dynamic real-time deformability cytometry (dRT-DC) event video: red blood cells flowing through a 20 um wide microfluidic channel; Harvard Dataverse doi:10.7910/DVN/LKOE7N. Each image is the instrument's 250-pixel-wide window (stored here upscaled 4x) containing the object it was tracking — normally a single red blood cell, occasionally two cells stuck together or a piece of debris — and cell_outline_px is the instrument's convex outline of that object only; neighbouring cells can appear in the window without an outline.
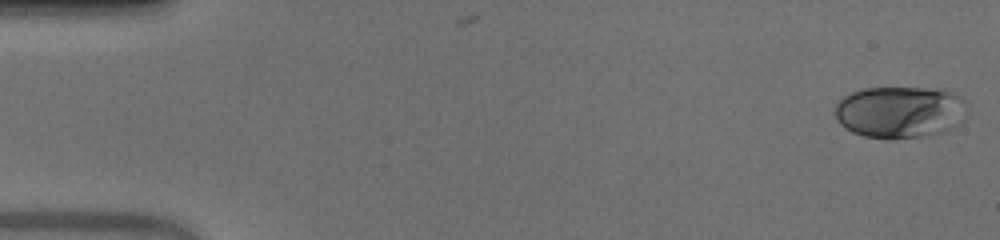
{"species": "human", "species_latin": "Homo sapiens", "temperature_condition": "warm", "stored_images_in_passage": 51, "camera_frame_rate_fps": 3000, "um_per_image_px": 0.085, "donor": {"sex": "male"}, "frame": {"image": 1, "passage_image": 1, "time_ms": 0.0, "image_size_px": [1000, 240], "cell_outline_px": [[968, 108], [964, 120], [960, 124], [952, 128], [920, 136], [892, 140], [888, 140], [864, 136], [852, 132], [844, 128], [836, 120], [836, 104], [844, 96], [852, 92], [864, 88], [924, 88], [948, 92], [960, 96], [964, 100]], "centroid_in_image_um": [76.48, 9.54], "position_along_channel_um": 8.5, "area_um2": 40.06}}
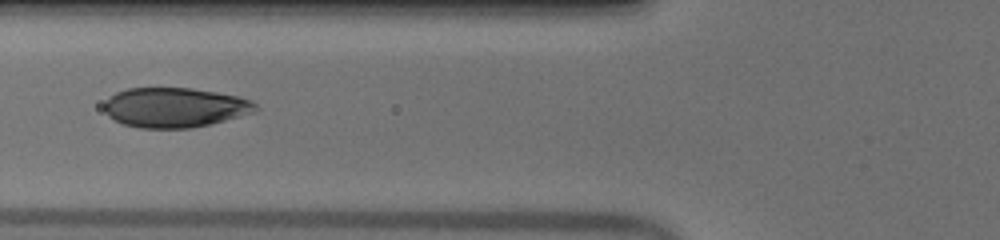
{"frame": {"image": 2, "passage_image": 20, "time_ms": 6.333, "image_size_px": [1000, 240], "cell_outline_px": [[260, 108], [256, 112], [192, 128], [140, 128], [124, 124], [108, 116], [104, 108], [104, 104], [116, 92], [128, 88], [192, 88], [216, 92], [236, 96], [252, 100]], "centroid_in_image_um": [14.89, 9.13], "position_along_channel_um": 110.9, "area_um2": 34.91}}
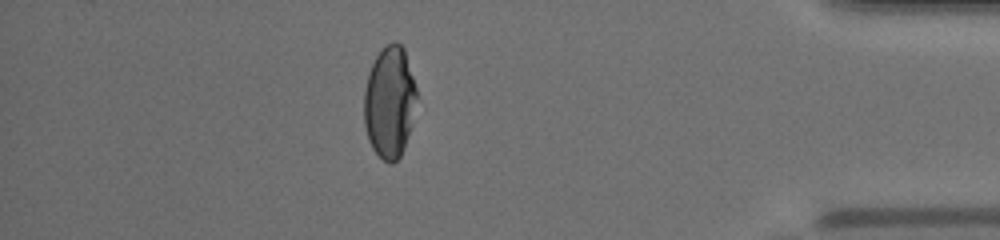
{"frame": {"image": 3, "passage_image": 45, "time_ms": 14.667, "image_size_px": [1000, 240], "cell_outline_px": [[416, 96], [412, 124], [404, 148], [400, 156], [392, 164], [388, 164], [372, 148], [368, 140], [364, 124], [364, 92], [368, 72], [376, 56], [392, 40], [396, 40], [404, 48], [416, 88]], "centroid_in_image_um": [33.1, 8.69], "position_along_channel_um": 402.1, "area_um2": 34.22}, "authors_computed_cell_mechanics": {"area_um2": 35.4314, "velocity_mm_per_s": 3.9837, "shape_relaxation_time_tau1_ms": 7.0544, "shape_relaxation_time_tau2_ms": null, "deformation_change_tau1": 0.2399, "deformation_change_tau2": null}}